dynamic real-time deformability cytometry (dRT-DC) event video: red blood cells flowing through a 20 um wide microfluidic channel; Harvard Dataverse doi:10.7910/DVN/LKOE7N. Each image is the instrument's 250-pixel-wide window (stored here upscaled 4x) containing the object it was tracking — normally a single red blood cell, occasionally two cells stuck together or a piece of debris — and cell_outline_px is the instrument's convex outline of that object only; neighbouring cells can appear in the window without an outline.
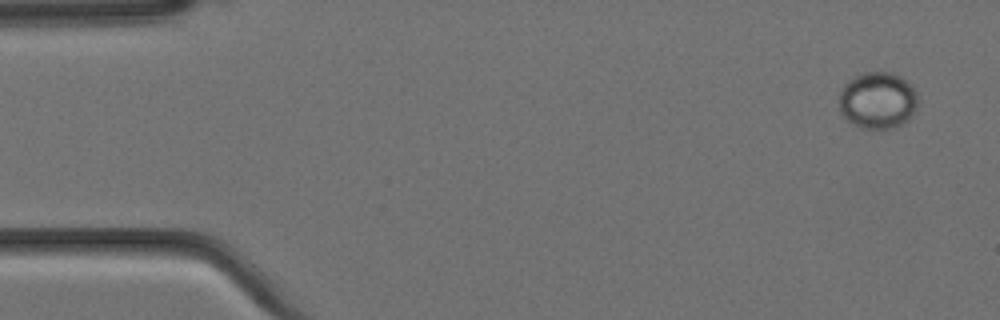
{"species": "Egyptian fruit bat (a non-hibernating species)", "species_latin": "Rousettus aegyptiacus", "temperature_condition": "cold", "stored_images_in_passage": 5, "camera_frame_rate_fps": 3000, "um_per_image_px": 0.085, "animal": {"sex": "female"}, "frame": {"image": 1, "passage_image": 1, "time_ms": 0.0, "image_size_px": [1000, 320], "cell_outline_px": [[916, 108], [912, 116], [908, 120], [892, 128], [860, 128], [848, 120], [840, 112], [840, 88], [852, 76], [864, 72], [892, 72], [900, 76], [916, 92]], "centroid_in_image_um": [74.57, 8.52], "position_along_channel_um": 10.4, "area_um2": 25.95}}
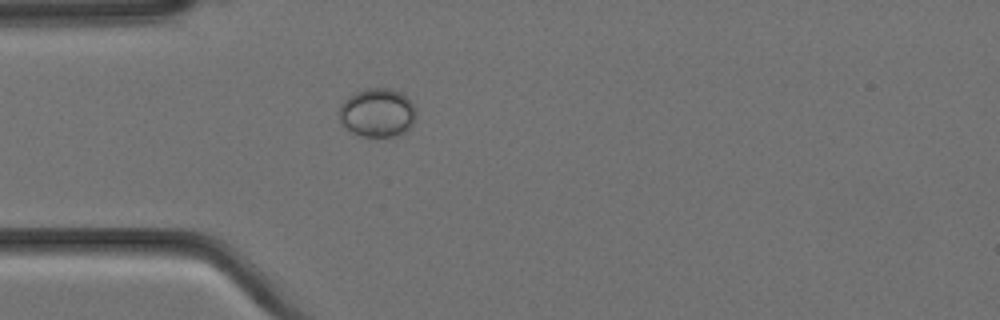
{"frame": {"image": 2, "passage_image": 5, "time_ms": 1.333, "image_size_px": [1000, 320], "cell_outline_px": [[416, 116], [412, 124], [404, 132], [392, 136], [360, 136], [352, 132], [340, 120], [340, 104], [348, 96], [356, 92], [368, 88], [388, 88], [400, 92], [416, 108]], "centroid_in_image_um": [32.07, 9.57], "position_along_channel_um": 52.9, "area_um2": 21.5}}